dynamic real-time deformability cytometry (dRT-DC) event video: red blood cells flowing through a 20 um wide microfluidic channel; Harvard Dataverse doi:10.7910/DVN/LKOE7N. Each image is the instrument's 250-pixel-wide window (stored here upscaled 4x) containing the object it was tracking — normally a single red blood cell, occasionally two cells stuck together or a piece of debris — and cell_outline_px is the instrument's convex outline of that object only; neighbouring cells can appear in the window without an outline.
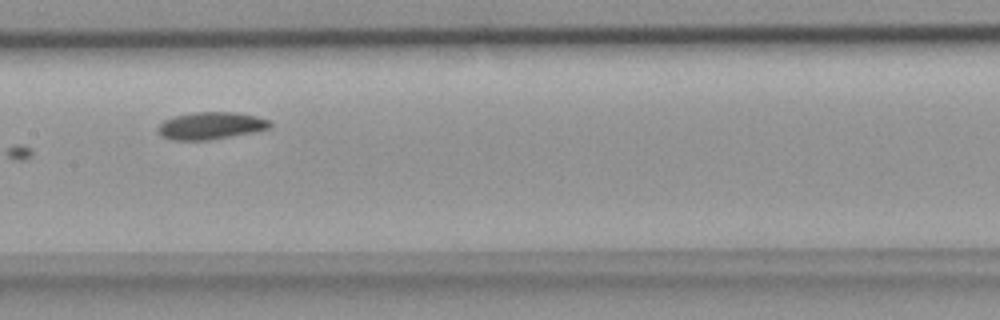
{"species": "common noctule bat (a hibernating species)", "species_latin": "Nyctalus noctula", "temperature_condition": "room temperature", "stored_images_in_passage": 6, "camera_frame_rate_fps": 3000, "um_per_image_px": 0.085, "animal": {"sex": "female", "body_mass_g": 18.4}, "frame": {"image": 1, "passage_image": 6, "time_ms": 1.667, "image_size_px": [1000, 320], "cell_outline_px": [[272, 128], [256, 132], [208, 140], [172, 140], [160, 136], [156, 132], [156, 128], [164, 120], [172, 116], [192, 112], [236, 112], [256, 116], [272, 120]], "centroid_in_image_um": [17.92, 10.68], "position_along_channel_um": 189.5, "area_um2": 18.26}}